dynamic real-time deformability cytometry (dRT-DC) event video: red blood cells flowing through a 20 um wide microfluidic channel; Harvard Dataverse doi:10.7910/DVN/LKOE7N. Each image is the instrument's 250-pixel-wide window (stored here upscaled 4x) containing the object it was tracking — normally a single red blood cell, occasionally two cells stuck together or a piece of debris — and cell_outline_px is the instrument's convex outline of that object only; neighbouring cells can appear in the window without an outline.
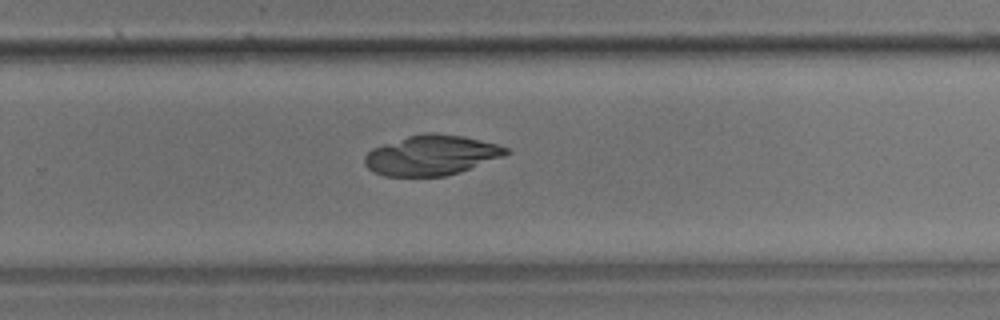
{"species": "common noctule bat (a hibernating species)", "species_latin": "Nyctalus noctula", "temperature_condition": "room temperature", "stored_images_in_passage": 30, "camera_frame_rate_fps": 3000, "um_per_image_px": 0.085, "animal": {"sex": "male", "body_mass_g": 17.9}, "frame": {"image": 1, "passage_image": 19, "time_ms": 6.0, "image_size_px": [1000, 320], "cell_outline_px": [[512, 152], [504, 156], [460, 172], [444, 176], [384, 176], [372, 172], [364, 164], [364, 156], [372, 148], [408, 136], [424, 132], [432, 132], [464, 136], [496, 144], [508, 148]], "centroid_in_image_um": [36.66, 13.19], "position_along_channel_um": 293.1, "area_um2": 33.06}}
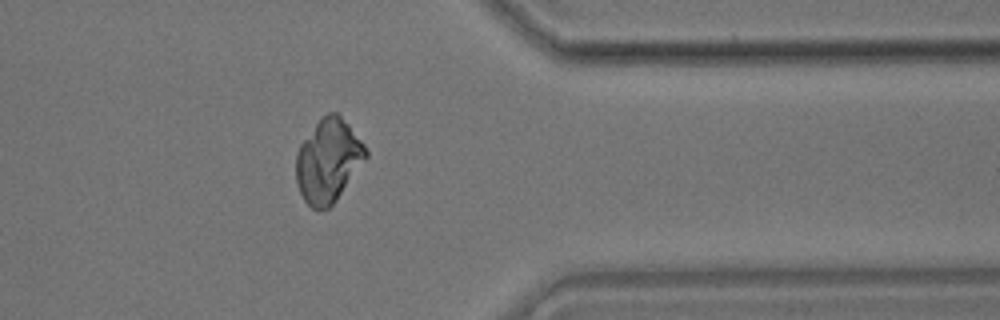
{"frame": {"image": 2, "passage_image": 24, "time_ms": 7.667, "image_size_px": [1000, 320], "cell_outline_px": [[368, 156], [336, 200], [328, 208], [312, 208], [304, 200], [300, 192], [296, 180], [296, 152], [300, 144], [316, 124], [328, 112], [336, 112], [348, 124], [364, 144], [368, 152]], "centroid_in_image_um": [27.89, 13.66], "position_along_channel_um": 383.5, "area_um2": 33.35}}